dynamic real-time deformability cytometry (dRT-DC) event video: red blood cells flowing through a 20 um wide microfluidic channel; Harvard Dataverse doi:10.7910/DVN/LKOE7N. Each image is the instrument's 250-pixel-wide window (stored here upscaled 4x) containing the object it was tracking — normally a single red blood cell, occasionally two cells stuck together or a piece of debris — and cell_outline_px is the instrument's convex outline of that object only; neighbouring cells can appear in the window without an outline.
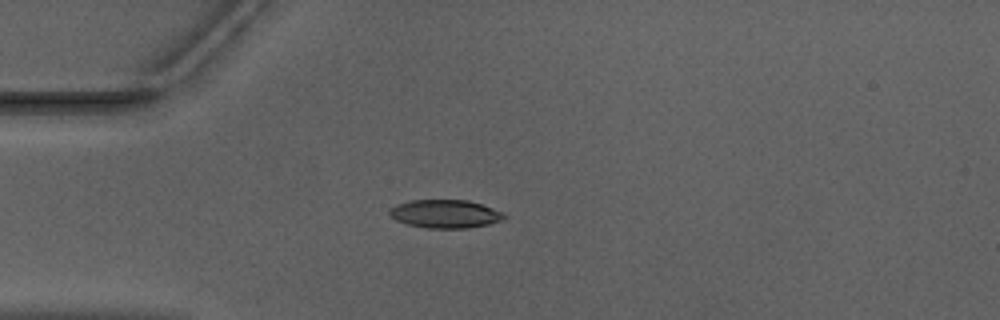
{"species": "Egyptian fruit bat (a non-hibernating species)", "species_latin": "Rousettus aegyptiacus", "temperature_condition": "warm", "stored_images_in_passage": 51, "camera_frame_rate_fps": 3000, "um_per_image_px": 0.085, "animal": {"sex": "male"}, "frame": {"image": 1, "passage_image": 13, "time_ms": 4.0, "image_size_px": [1000, 320], "cell_outline_px": [[508, 216], [500, 220], [488, 224], [468, 228], [428, 228], [408, 224], [396, 220], [388, 212], [396, 204], [408, 200], [468, 200], [504, 212]], "centroid_in_image_um": [37.85, 18.17], "position_along_channel_um": 47.2, "area_um2": 18.79}}
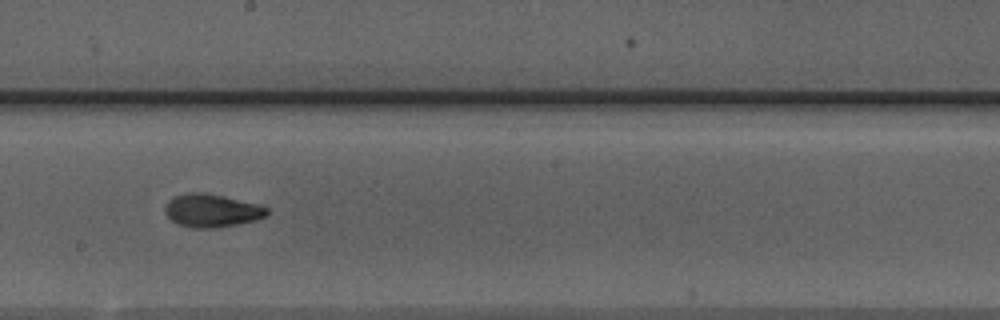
{"frame": {"image": 2, "passage_image": 28, "time_ms": 9.0, "image_size_px": [1000, 320], "cell_outline_px": [[268, 212], [264, 216], [256, 220], [216, 228], [192, 228], [176, 224], [164, 212], [164, 208], [168, 200], [176, 196], [188, 192], [200, 192], [224, 196], [260, 204], [268, 208]], "centroid_in_image_um": [17.98, 17.9], "position_along_channel_um": 230.2, "area_um2": 19.71}}
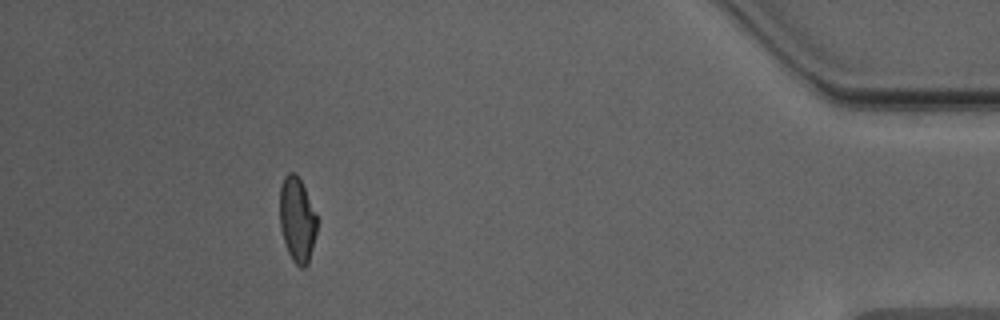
{"frame": {"image": 3, "passage_image": 46, "time_ms": 15.0, "image_size_px": [1000, 320], "cell_outline_px": [[316, 232], [308, 264], [304, 268], [300, 268], [292, 260], [288, 252], [280, 228], [280, 184], [284, 176], [288, 172], [296, 172], [304, 188], [316, 216]], "centroid_in_image_um": [25.23, 18.67], "position_along_channel_um": 410.0, "area_um2": 18.21}, "authors_computed_cell_mechanics": {"area_um2": 19.0162, "velocity_mm_per_s": 3.9762, "shape_relaxation_time_tau1_ms": 4.3072, "shape_relaxation_time_tau2_ms": 1.8912, "deformation_change_tau1": 0.1523, "deformation_change_tau2": 0.0703}}